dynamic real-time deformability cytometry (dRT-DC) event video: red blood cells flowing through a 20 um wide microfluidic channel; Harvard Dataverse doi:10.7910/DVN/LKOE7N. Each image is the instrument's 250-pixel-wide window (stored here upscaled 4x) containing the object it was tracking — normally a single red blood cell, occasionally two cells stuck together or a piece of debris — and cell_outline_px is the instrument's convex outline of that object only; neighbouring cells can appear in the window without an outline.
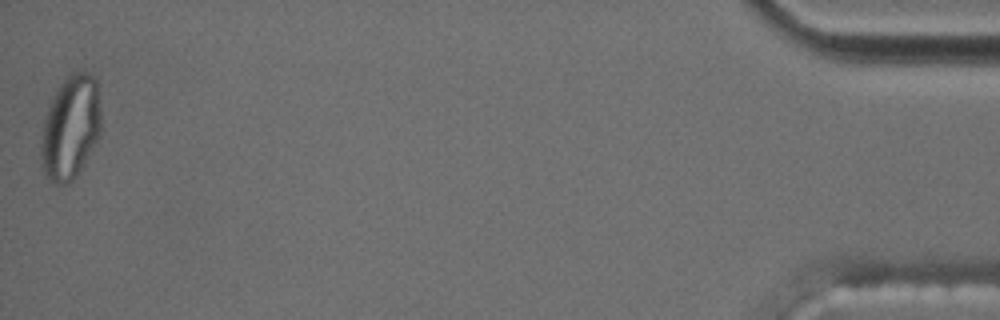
{"species": "common noctule bat (a hibernating species)", "species_latin": "Nyctalus noctula", "temperature_condition": "cold", "stored_images_in_passage": 57, "segment_of_instrument_passage": [2, 2], "camera_frame_rate_fps": 3000, "um_per_image_px": 0.085, "animal": {"sex": "male", "body_mass_g": 17.5, "forearm_length_mm": 52.3}, "frame": {"image": 1, "passage_image": 57, "time_ms": 18.667, "image_size_px": [1000, 320], "cell_outline_px": [[100, 136], [76, 176], [68, 184], [56, 184], [44, 172], [40, 164], [40, 144], [44, 120], [48, 108], [60, 84], [72, 72], [84, 72], [92, 76], [96, 80], [100, 112]], "centroid_in_image_um": [5.98, 10.87], "position_along_channel_um": 429.2, "area_um2": 35.95}}